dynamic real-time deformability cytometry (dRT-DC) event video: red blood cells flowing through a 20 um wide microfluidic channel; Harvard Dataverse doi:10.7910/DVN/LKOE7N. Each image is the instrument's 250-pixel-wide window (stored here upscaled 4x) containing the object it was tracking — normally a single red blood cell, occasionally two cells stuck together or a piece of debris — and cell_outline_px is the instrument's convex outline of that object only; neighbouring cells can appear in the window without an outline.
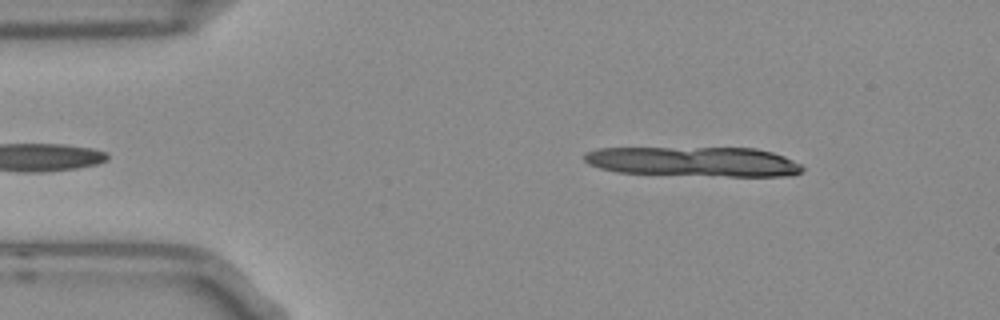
{"species": "Egyptian fruit bat (a non-hibernating species)", "species_latin": "Rousettus aegyptiacus", "temperature_condition": "room temperature", "stored_images_in_passage": 9, "camera_frame_rate_fps": 3000, "um_per_image_px": 0.085, "frame": {"image": 1, "passage_image": 3, "time_ms": 0.667, "image_size_px": [1000, 320], "cell_outline_px": [[804, 172], [792, 176], [728, 176], [616, 172], [600, 168], [588, 164], [584, 160], [584, 152], [596, 148], [756, 148], [772, 152], [784, 156], [800, 164], [804, 168]], "centroid_in_image_um": [59.0, 13.73], "position_along_channel_um": 26.0, "area_um2": 37.92}}